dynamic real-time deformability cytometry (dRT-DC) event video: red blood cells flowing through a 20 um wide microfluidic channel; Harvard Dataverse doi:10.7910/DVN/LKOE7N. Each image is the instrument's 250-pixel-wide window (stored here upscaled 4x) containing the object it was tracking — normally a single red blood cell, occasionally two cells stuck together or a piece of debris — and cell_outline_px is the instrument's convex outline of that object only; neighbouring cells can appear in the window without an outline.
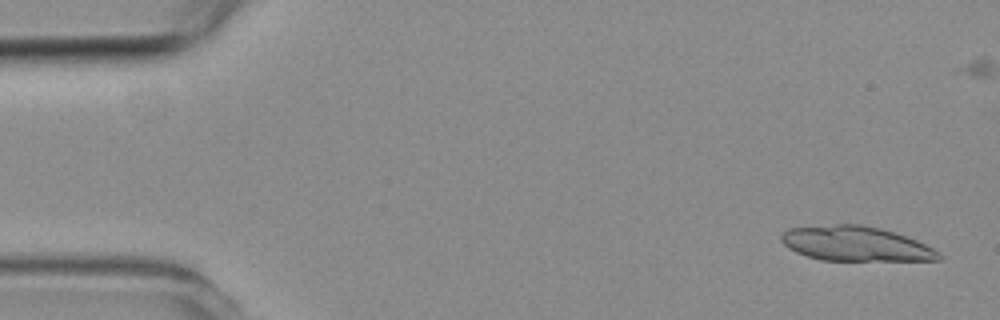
{"species": "common noctule bat (a hibernating species)", "species_latin": "Nyctalus noctula", "temperature_condition": "room temperature", "stored_images_in_passage": 4, "camera_frame_rate_fps": 3000, "um_per_image_px": 0.085, "animal": {"sex": "female", "body_mass_g": 19.3, "forearm_length_mm": 54.1}, "frame": {"image": 1, "passage_image": 1, "time_ms": 0.0, "image_size_px": [1000, 320], "cell_outline_px": [[940, 260], [820, 260], [796, 252], [788, 248], [780, 240], [780, 236], [788, 228], [836, 224], [860, 224], [880, 228], [916, 240], [932, 248], [940, 256]], "centroid_in_image_um": [72.66, 20.71], "position_along_channel_um": 12.3, "area_um2": 31.44}}